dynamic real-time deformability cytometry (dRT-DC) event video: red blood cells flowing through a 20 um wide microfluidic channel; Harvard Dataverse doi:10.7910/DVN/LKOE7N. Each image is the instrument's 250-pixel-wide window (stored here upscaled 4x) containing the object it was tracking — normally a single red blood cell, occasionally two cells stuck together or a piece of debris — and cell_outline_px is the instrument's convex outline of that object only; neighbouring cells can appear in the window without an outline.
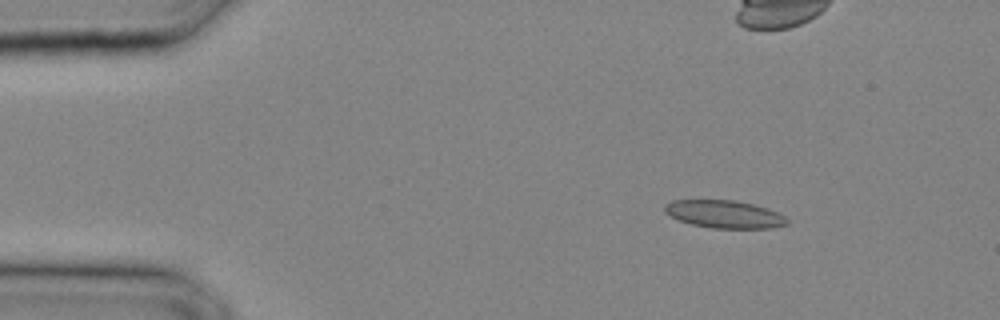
{"species": "common noctule bat (a hibernating species)", "species_latin": "Nyctalus noctula", "temperature_condition": "cold", "stored_images_in_passage": 31, "camera_frame_rate_fps": 3000, "um_per_image_px": 0.085, "animal": {"sex": "male", "body_mass_g": 20.4}, "frame": {"image": 1, "passage_image": 5, "time_ms": 1.333, "image_size_px": [1000, 320], "cell_outline_px": [[788, 224], [772, 228], [712, 228], [692, 224], [680, 220], [664, 212], [664, 204], [672, 200], [736, 200], [756, 204], [768, 208], [784, 216], [788, 220]], "centroid_in_image_um": [61.59, 18.19], "position_along_channel_um": 23.4, "area_um2": 19.83}}